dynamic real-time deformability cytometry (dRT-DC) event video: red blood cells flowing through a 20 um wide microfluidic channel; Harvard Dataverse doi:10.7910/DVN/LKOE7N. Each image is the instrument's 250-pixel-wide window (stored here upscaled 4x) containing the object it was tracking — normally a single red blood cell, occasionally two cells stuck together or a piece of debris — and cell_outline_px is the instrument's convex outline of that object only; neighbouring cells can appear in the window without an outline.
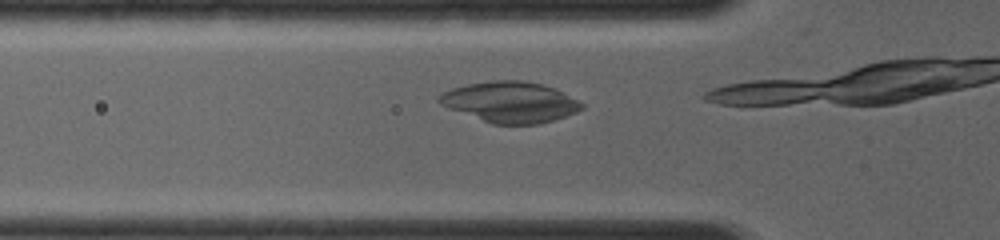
{"species": "common noctule bat (a hibernating species)", "species_latin": "Nyctalus noctula", "temperature_condition": "room temperature", "stored_images_in_passage": 6, "camera_frame_rate_fps": 4000, "um_per_image_px": 0.085, "animal": {"sex": "female", "body_mass_g": 19.0, "forearm_length_mm": 56.7}, "frame": {"image": 1, "passage_image": 3, "time_ms": 0.5, "image_size_px": [1000, 240], "cell_outline_px": [[584, 108], [576, 112], [540, 124], [492, 124], [448, 108], [440, 104], [436, 100], [436, 96], [452, 88], [468, 84], [492, 80], [520, 80], [544, 84], [556, 88], [584, 104]], "centroid_in_image_um": [43.35, 8.67], "position_along_channel_um": 82.4, "area_um2": 33.93}}